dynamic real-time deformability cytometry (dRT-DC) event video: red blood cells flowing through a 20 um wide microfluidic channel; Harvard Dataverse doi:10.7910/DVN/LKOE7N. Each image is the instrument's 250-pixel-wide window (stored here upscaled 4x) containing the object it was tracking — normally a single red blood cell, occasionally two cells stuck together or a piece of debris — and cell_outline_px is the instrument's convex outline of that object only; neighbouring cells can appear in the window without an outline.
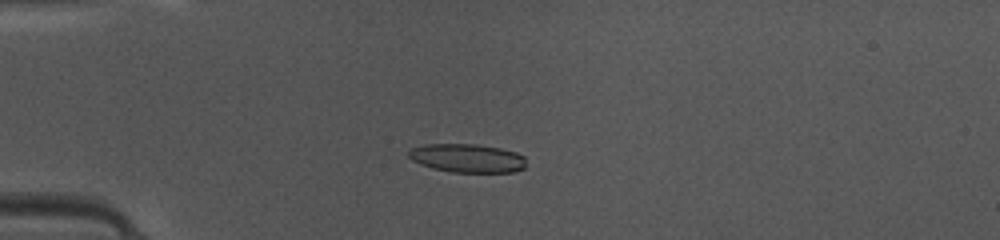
{"species": "common noctule bat (a hibernating species)", "species_latin": "Nyctalus noctula", "temperature_condition": "warm", "stored_images_in_passage": 48, "camera_frame_rate_fps": 3000, "um_per_image_px": 0.085, "animal": {"sex": "female", "body_mass_g": 10.0, "forearm_length_mm": 53.1}, "frame": {"image": 1, "passage_image": 13, "time_ms": 4.0, "image_size_px": [1000, 240], "cell_outline_px": [[524, 168], [512, 172], [452, 172], [432, 168], [420, 164], [412, 160], [408, 156], [408, 152], [412, 148], [424, 144], [476, 144], [500, 148], [516, 152], [524, 156]], "centroid_in_image_um": [39.7, 13.44], "position_along_channel_um": 45.3, "area_um2": 19.54}}
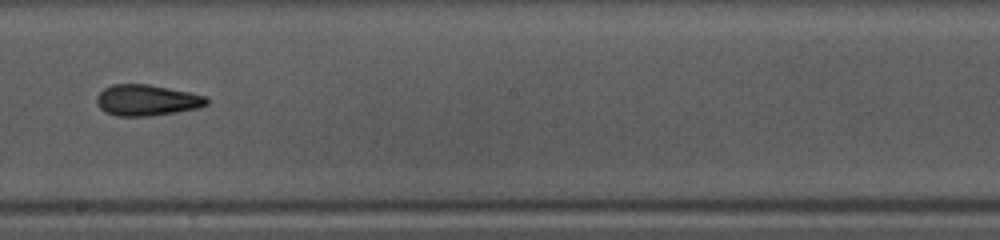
{"frame": {"image": 2, "passage_image": 28, "time_ms": 9.0, "image_size_px": [1000, 240], "cell_outline_px": [[208, 104], [200, 108], [152, 116], [116, 116], [104, 112], [96, 104], [96, 96], [104, 88], [112, 84], [148, 84], [208, 96]], "centroid_in_image_um": [12.47, 8.52], "position_along_channel_um": 235.7, "area_um2": 20.11}}
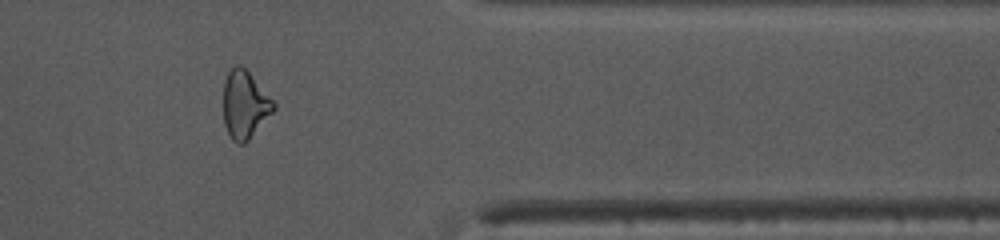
{"frame": {"image": 3, "passage_image": 40, "time_ms": 13.0, "image_size_px": [1000, 240], "cell_outline_px": [[276, 108], [248, 140], [244, 144], [236, 144], [232, 140], [224, 124], [224, 80], [228, 72], [236, 64], [240, 64], [248, 72], [276, 104]], "centroid_in_image_um": [20.79, 8.91], "position_along_channel_um": 390.6, "area_um2": 19.54}, "authors_computed_cell_mechanics": {"area_um2": 19.5653, "velocity_mm_per_s": 4.193, "shape_relaxation_time_tau1_ms": 5.6791, "shape_relaxation_time_tau2_ms": 2.848, "deformation_change_tau1": 0.1863, "deformation_change_tau2": 0.1118}}